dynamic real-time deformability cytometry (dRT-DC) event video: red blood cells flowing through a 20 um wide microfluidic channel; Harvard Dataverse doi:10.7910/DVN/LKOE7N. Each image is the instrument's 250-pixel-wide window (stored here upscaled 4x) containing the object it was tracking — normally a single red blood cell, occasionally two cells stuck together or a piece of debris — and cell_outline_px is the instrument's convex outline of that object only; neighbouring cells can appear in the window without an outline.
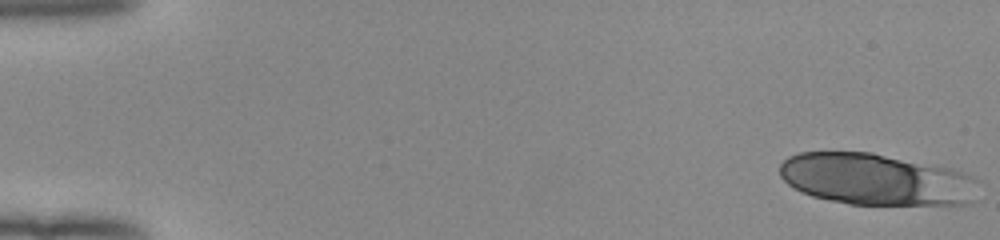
{"species": "human", "species_latin": "Homo sapiens", "temperature_condition": "room temperature", "stored_images_in_passage": 40, "camera_frame_rate_fps": 3000, "um_per_image_px": 0.085, "donor": {"sex": "female"}, "frame": {"image": 1, "passage_image": 1, "time_ms": 0.0, "image_size_px": [1000, 240], "cell_outline_px": [[976, 200], [972, 204], [848, 204], [828, 200], [812, 196], [800, 192], [788, 184], [780, 176], [780, 164], [788, 156], [800, 152], [872, 152], [952, 168], [976, 176]], "centroid_in_image_um": [74.49, 15.24], "position_along_channel_um": 10.5, "area_um2": 60.23}}
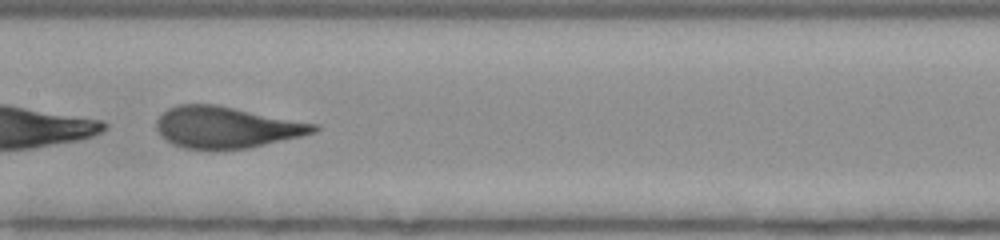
{"frame": {"image": 2, "passage_image": 27, "time_ms": 8.667, "image_size_px": [1000, 240], "cell_outline_px": [[320, 128], [316, 132], [300, 136], [248, 148], [184, 148], [172, 144], [156, 128], [156, 120], [168, 108], [180, 104], [216, 104], [320, 124]], "centroid_in_image_um": [19.29, 10.79], "position_along_channel_um": 188.1, "area_um2": 37.63}}
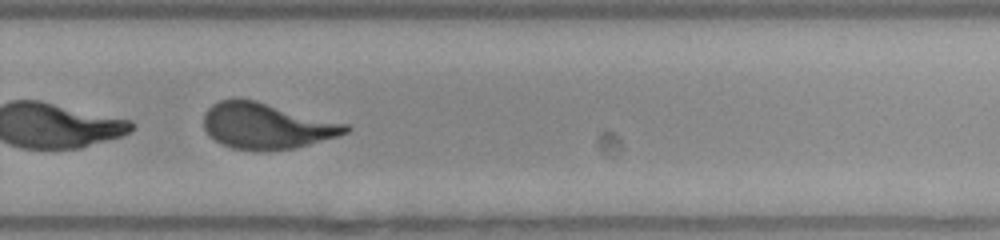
{"frame": {"image": 3, "passage_image": 36, "time_ms": 11.667, "image_size_px": [1000, 240], "cell_outline_px": [[352, 128], [348, 132], [336, 136], [296, 148], [256, 152], [232, 148], [216, 140], [204, 128], [204, 112], [212, 104], [220, 100], [256, 100], [348, 124]], "centroid_in_image_um": [22.67, 10.72], "position_along_channel_um": 307.1, "area_um2": 37.8}}